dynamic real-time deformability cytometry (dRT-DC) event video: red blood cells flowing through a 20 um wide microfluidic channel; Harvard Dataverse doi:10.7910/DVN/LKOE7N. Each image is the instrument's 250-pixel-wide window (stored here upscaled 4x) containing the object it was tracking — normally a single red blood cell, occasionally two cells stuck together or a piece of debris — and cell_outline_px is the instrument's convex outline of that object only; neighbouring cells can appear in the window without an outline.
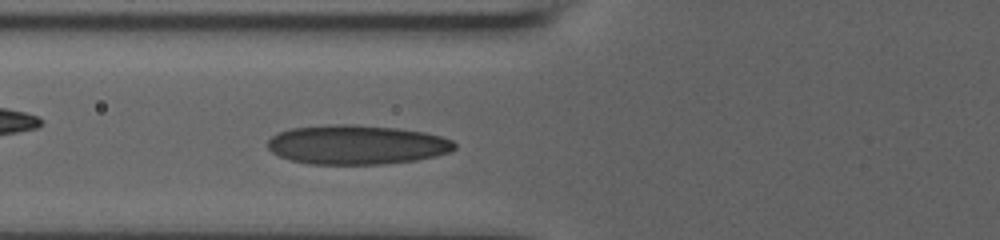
{"species": "human", "species_latin": "Homo sapiens", "temperature_condition": "room temperature", "stored_images_in_passage": 11, "camera_frame_rate_fps": 3000, "um_per_image_px": 0.085, "donor": {"sex": "male"}, "frame": {"image": 1, "passage_image": 5, "time_ms": 1.333, "image_size_px": [1000, 240], "cell_outline_px": [[456, 148], [448, 152], [436, 156], [416, 160], [380, 164], [308, 164], [292, 160], [280, 156], [272, 152], [268, 148], [268, 140], [276, 132], [292, 128], [328, 124], [356, 124], [396, 128], [424, 132], [440, 136], [452, 140], [456, 144]], "centroid_in_image_um": [30.3, 12.29], "position_along_channel_um": 95.5, "area_um2": 42.95}}
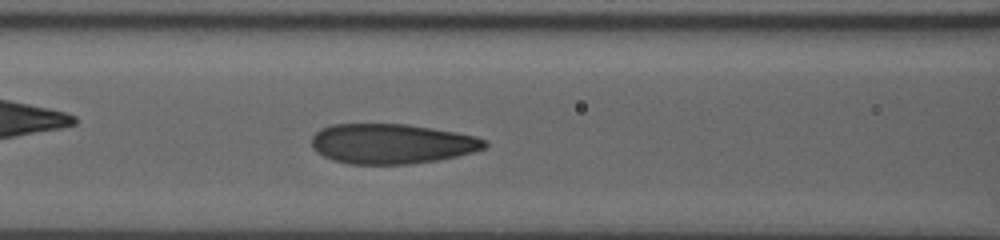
{"frame": {"image": 2, "passage_image": 7, "time_ms": 2.0, "image_size_px": [1000, 240], "cell_outline_px": [[488, 144], [484, 148], [472, 152], [456, 156], [436, 160], [408, 164], [348, 164], [332, 160], [316, 152], [312, 148], [312, 136], [320, 128], [332, 124], [408, 124], [456, 132], [476, 136], [488, 140]], "centroid_in_image_um": [33.28, 12.21], "position_along_channel_um": 133.3, "area_um2": 40.46}}
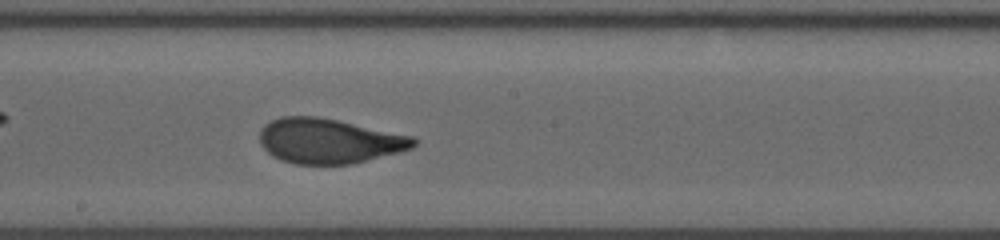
{"frame": {"image": 3, "passage_image": 11, "time_ms": 3.333, "image_size_px": [1000, 240], "cell_outline_px": [[420, 140], [412, 148], [400, 152], [352, 164], [296, 164], [280, 160], [272, 156], [260, 144], [260, 128], [264, 124], [280, 116], [316, 116], [336, 120], [412, 136]], "centroid_in_image_um": [27.95, 11.98], "position_along_channel_um": 220.3, "area_um2": 40.34}}